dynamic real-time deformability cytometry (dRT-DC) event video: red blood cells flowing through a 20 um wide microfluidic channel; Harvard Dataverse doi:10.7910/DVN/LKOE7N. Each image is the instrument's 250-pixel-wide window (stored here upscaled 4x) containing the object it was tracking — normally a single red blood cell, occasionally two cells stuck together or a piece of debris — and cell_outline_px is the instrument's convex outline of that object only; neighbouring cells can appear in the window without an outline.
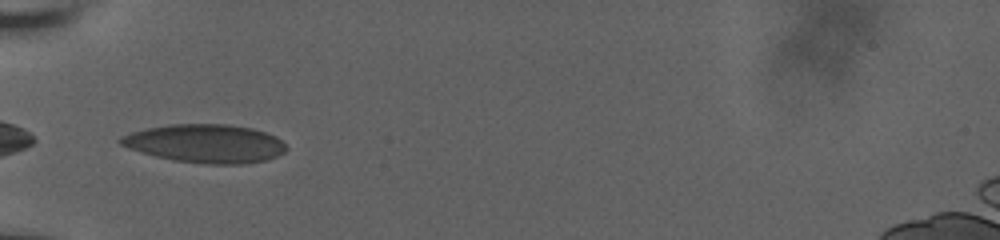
{"species": "human", "species_latin": "Homo sapiens", "temperature_condition": "room temperature", "stored_images_in_passage": 10, "camera_frame_rate_fps": 3000, "um_per_image_px": 0.085, "donor": {"sex": "male"}, "frame": {"image": 1, "passage_image": 1, "time_ms": 0.0, "image_size_px": [1000, 240], "cell_outline_px": [[288, 148], [284, 152], [268, 160], [240, 164], [204, 164], [176, 160], [156, 156], [128, 148], [120, 144], [116, 140], [120, 136], [132, 132], [148, 128], [172, 124], [228, 124], [252, 128], [276, 136]], "centroid_in_image_um": [17.46, 12.2], "position_along_channel_um": 67.5, "area_um2": 36.99}}
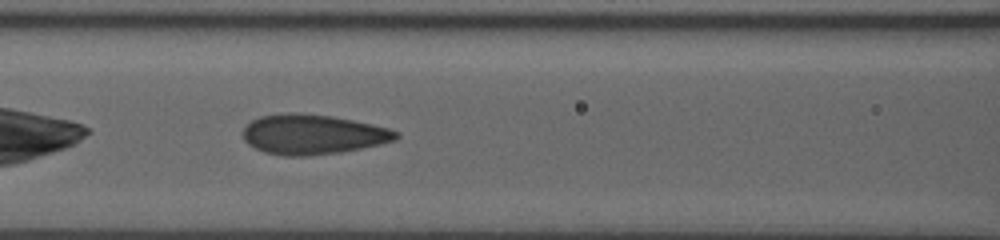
{"frame": {"image": 2, "passage_image": 7, "time_ms": 2.0, "image_size_px": [1000, 240], "cell_outline_px": [[400, 136], [396, 140], [380, 144], [340, 152], [308, 156], [284, 156], [264, 152], [248, 144], [244, 140], [244, 128], [252, 120], [260, 116], [288, 112], [296, 112], [332, 116], [352, 120], [388, 128], [396, 132]], "centroid_in_image_um": [26.56, 11.42], "position_along_channel_um": 140.0, "area_um2": 35.43}}
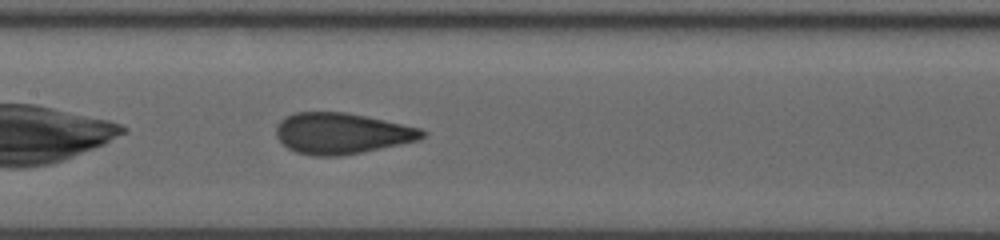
{"frame": {"image": 3, "passage_image": 10, "time_ms": 3.0, "image_size_px": [1000, 240], "cell_outline_px": [[428, 132], [420, 140], [364, 152], [340, 156], [312, 156], [296, 152], [288, 148], [276, 136], [276, 124], [284, 116], [296, 112], [344, 112], [384, 120], [420, 128]], "centroid_in_image_um": [29.03, 11.34], "position_along_channel_um": 178.4, "area_um2": 35.03}}